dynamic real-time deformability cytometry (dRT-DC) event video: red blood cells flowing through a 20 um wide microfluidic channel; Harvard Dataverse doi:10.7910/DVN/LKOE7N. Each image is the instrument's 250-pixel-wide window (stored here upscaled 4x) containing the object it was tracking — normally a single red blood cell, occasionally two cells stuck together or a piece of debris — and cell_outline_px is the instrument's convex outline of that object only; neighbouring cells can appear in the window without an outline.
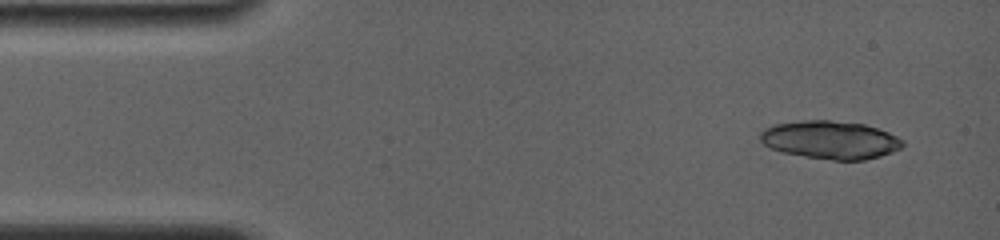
{"species": "common noctule bat (a hibernating species)", "species_latin": "Nyctalus noctula", "temperature_condition": "room temperature", "stored_images_in_passage": 2, "camera_frame_rate_fps": 4000, "um_per_image_px": 0.085, "animal": {"sex": "female", "body_mass_g": 19.0, "forearm_length_mm": 56.7}, "frame": {"image": 1, "passage_image": 1, "time_ms": 0.0, "image_size_px": [1000, 240], "cell_outline_px": [[904, 144], [900, 148], [892, 152], [880, 156], [864, 160], [832, 160], [804, 156], [784, 152], [768, 148], [760, 140], [760, 132], [764, 128], [772, 124], [804, 120], [828, 120], [864, 124], [888, 132], [904, 140]], "centroid_in_image_um": [70.55, 11.89], "position_along_channel_um": 14.4, "area_um2": 31.67}}